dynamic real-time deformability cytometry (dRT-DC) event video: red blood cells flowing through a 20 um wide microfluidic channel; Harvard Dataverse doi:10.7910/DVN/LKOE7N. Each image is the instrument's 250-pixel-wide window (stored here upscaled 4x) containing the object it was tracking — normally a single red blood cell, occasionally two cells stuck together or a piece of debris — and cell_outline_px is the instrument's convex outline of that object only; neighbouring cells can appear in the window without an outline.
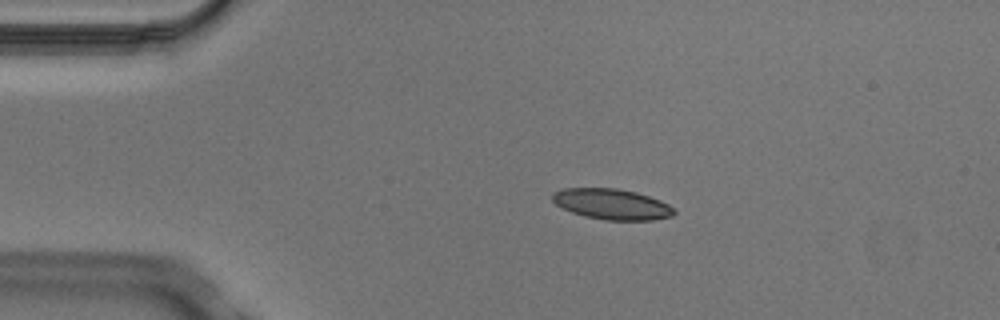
{"species": "Egyptian fruit bat (a non-hibernating species)", "species_latin": "Rousettus aegyptiacus", "temperature_condition": "cold", "stored_images_in_passage": 3, "camera_frame_rate_fps": 3000, "um_per_image_px": 0.085, "animal": {"sex": "male"}, "frame": {"image": 1, "passage_image": 2, "time_ms": 0.333, "image_size_px": [1000, 320], "cell_outline_px": [[676, 212], [672, 216], [652, 220], [604, 220], [584, 216], [572, 212], [556, 204], [552, 200], [552, 192], [564, 188], [616, 188], [636, 192], [660, 200], [668, 204]], "centroid_in_image_um": [51.99, 17.35], "position_along_channel_um": 33.0, "area_um2": 21.68}}